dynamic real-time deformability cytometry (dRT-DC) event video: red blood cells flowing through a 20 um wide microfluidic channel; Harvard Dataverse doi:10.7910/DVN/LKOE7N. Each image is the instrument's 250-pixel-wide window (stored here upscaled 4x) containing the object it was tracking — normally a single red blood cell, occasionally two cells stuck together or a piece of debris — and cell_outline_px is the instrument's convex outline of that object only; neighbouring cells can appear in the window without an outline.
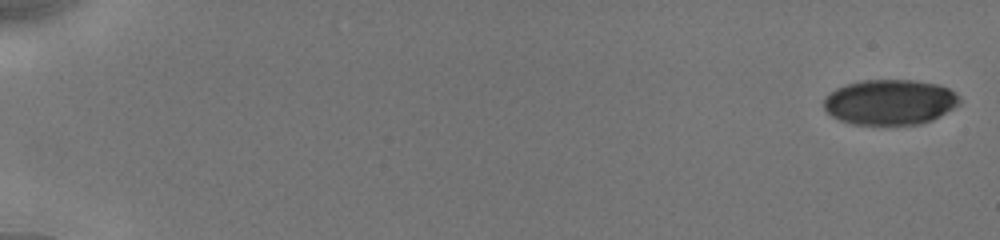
{"species": "human", "species_latin": "Homo sapiens", "temperature_condition": "cold", "stored_images_in_passage": 36, "camera_frame_rate_fps": 3000, "um_per_image_px": 0.085, "donor": {"sex": "male"}, "frame": {"image": 1, "passage_image": 1, "time_ms": 0.0, "image_size_px": [1000, 240], "cell_outline_px": [[960, 104], [932, 120], [920, 124], [852, 124], [840, 120], [832, 116], [824, 108], [824, 100], [836, 88], [848, 84], [864, 80], [916, 80], [940, 84], [956, 92], [960, 96]], "centroid_in_image_um": [75.69, 8.67], "position_along_channel_um": 9.3, "area_um2": 35.78}}
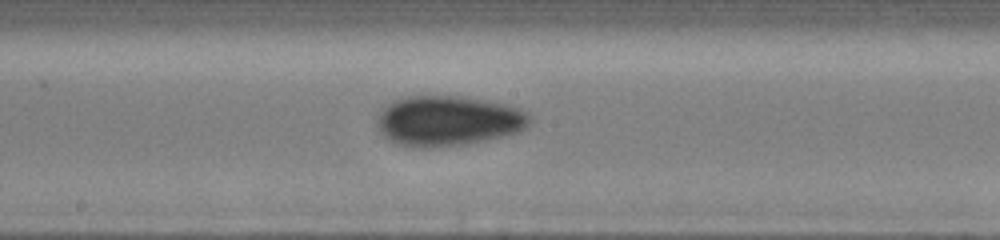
{"frame": {"image": 2, "passage_image": 21, "time_ms": 10.0, "image_size_px": [1000, 240], "cell_outline_px": [[532, 120], [520, 132], [484, 140], [460, 144], [428, 148], [400, 144], [388, 140], [380, 132], [376, 124], [376, 120], [380, 112], [392, 100], [408, 96], [460, 96], [484, 100], [504, 104], [520, 108], [528, 112], [532, 116]], "centroid_in_image_um": [38.09, 10.25], "position_along_channel_um": 210.1, "area_um2": 44.51}}
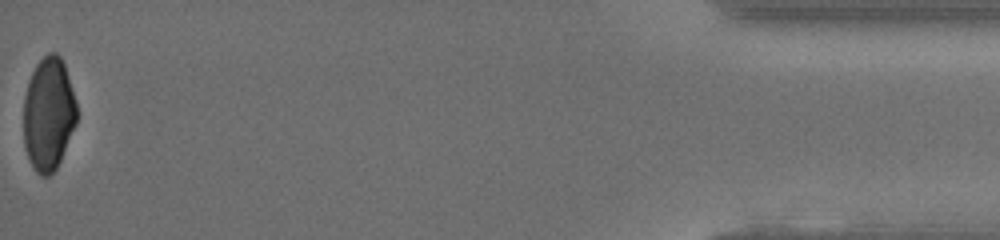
{"frame": {"image": 3, "passage_image": 36, "time_ms": 17.667, "image_size_px": [1000, 240], "cell_outline_px": [[76, 124], [60, 160], [56, 168], [48, 176], [40, 176], [32, 168], [28, 160], [24, 148], [24, 96], [28, 80], [36, 64], [48, 52], [56, 52], [60, 56], [64, 64], [76, 104]], "centroid_in_image_um": [4.09, 9.7], "position_along_channel_um": 431.1, "area_um2": 35.08}, "authors_computed_cell_mechanics": {"area_um2": 40.0554, "velocity_mm_per_s": 3.9248, "shape_relaxation_time_tau1_ms": null, "shape_relaxation_time_tau2_ms": 3.0945, "deformation_change_tau1": null, "deformation_change_tau2": 0.0486}}